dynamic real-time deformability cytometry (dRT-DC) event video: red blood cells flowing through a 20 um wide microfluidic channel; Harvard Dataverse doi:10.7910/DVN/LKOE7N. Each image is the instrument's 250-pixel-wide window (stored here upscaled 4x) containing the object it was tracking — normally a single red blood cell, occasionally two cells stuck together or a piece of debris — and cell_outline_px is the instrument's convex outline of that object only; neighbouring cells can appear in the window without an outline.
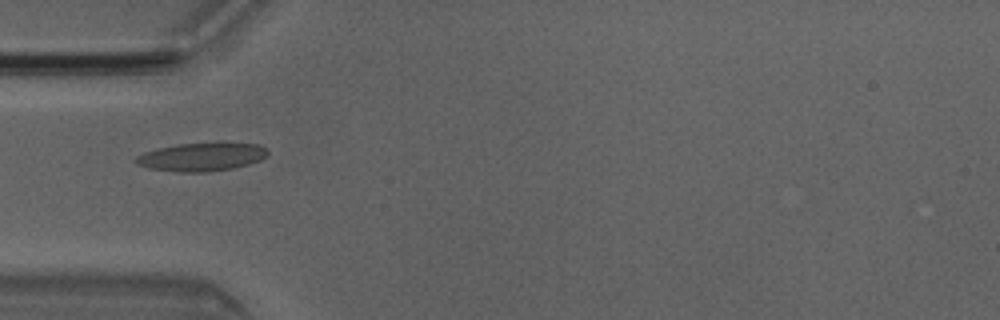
{"species": "Egyptian fruit bat (a non-hibernating species)", "species_latin": "Rousettus aegyptiacus", "temperature_condition": "room temperature", "stored_images_in_passage": 6, "camera_frame_rate_fps": 3000, "um_per_image_px": 0.085, "animal": {"sex": "male"}, "frame": {"image": 1, "passage_image": 5, "time_ms": 1.333, "image_size_px": [1000, 320], "cell_outline_px": [[268, 156], [260, 160], [248, 164], [232, 168], [208, 172], [180, 172], [148, 168], [136, 164], [132, 160], [136, 156], [144, 152], [176, 144], [260, 144], [268, 148]], "centroid_in_image_um": [17.11, 13.35], "position_along_channel_um": 67.9, "area_um2": 21.5}}